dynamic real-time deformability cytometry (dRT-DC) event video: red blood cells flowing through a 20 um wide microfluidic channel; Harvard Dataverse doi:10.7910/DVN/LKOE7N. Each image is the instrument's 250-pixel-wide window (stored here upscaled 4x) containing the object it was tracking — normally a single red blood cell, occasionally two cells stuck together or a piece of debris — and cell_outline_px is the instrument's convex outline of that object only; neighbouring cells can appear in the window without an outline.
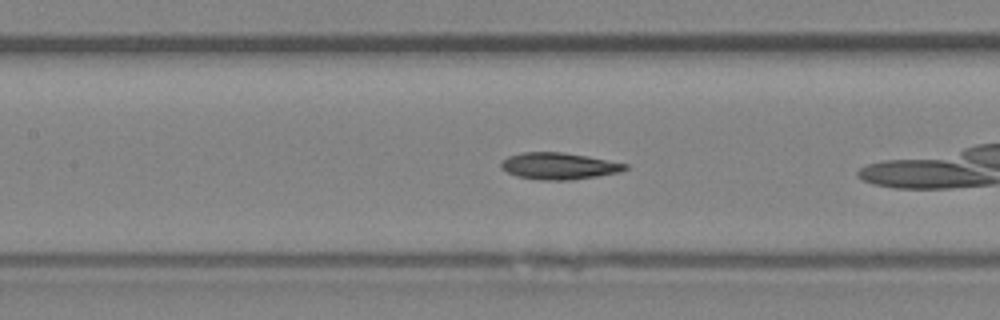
{"species": "Egyptian fruit bat (a non-hibernating species)", "species_latin": "Rousettus aegyptiacus", "temperature_condition": "room temperature", "stored_images_in_passage": 37, "camera_frame_rate_fps": 3000, "um_per_image_px": 0.085, "animal": {"sex": "female"}, "frame": {"image": 1, "passage_image": 19, "time_ms": 6.0, "image_size_px": [1000, 320], "cell_outline_px": [[628, 168], [620, 172], [572, 180], [540, 180], [516, 176], [500, 168], [500, 160], [508, 156], [520, 152], [560, 152], [588, 156], [628, 164]], "centroid_in_image_um": [47.46, 14.11], "position_along_channel_um": 159.9, "area_um2": 19.42}, "authors_computed_cell_mechanics": {"area_um2": 19.2474, "velocity_mm_per_s": 4.3358, "shape_relaxation_time_tau1_ms": 5.9481, "shape_relaxation_time_tau2_ms": 3.9246, "deformation_change_tau1": 0.1626, "deformation_change_tau2": 0.111}}